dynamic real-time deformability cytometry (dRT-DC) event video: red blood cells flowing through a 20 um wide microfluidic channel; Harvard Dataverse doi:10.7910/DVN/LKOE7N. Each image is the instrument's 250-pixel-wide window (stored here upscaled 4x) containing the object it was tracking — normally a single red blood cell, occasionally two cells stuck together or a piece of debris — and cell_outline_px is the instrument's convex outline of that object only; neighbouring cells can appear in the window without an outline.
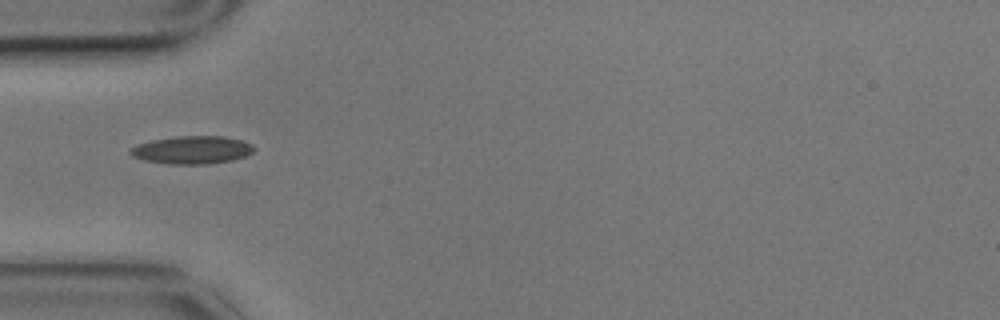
{"species": "common noctule bat (a hibernating species)", "species_latin": "Nyctalus noctula", "temperature_condition": "cold", "stored_images_in_passage": 5, "camera_frame_rate_fps": 3000, "um_per_image_px": 0.085, "animal": {"sex": "male", "body_mass_g": 17.9}, "frame": {"image": 1, "passage_image": 3, "time_ms": 0.667, "image_size_px": [1000, 320], "cell_outline_px": [[256, 148], [252, 152], [244, 156], [232, 160], [204, 164], [172, 164], [144, 160], [132, 156], [128, 152], [136, 144], [152, 140], [176, 136], [224, 136], [240, 140], [252, 144]], "centroid_in_image_um": [16.31, 12.73], "position_along_channel_um": 68.7, "area_um2": 20.0}}